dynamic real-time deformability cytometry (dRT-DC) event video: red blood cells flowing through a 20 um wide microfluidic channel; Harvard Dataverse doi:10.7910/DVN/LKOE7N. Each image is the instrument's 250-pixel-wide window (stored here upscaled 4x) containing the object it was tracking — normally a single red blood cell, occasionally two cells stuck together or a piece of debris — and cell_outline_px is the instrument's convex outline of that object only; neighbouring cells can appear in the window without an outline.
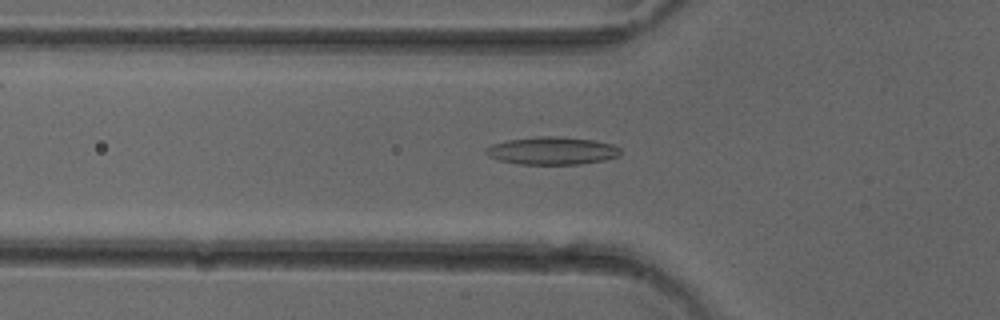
{"species": "common noctule bat (a hibernating species)", "species_latin": "Nyctalus noctula", "temperature_condition": "cold", "stored_images_in_passage": 37, "camera_frame_rate_fps": 3000, "um_per_image_px": 0.085, "animal": {"sex": "female"}, "frame": {"image": 1, "passage_image": 4, "time_ms": 1.0, "image_size_px": [1000, 320], "cell_outline_px": [[620, 156], [604, 160], [580, 164], [520, 164], [500, 160], [488, 156], [484, 152], [492, 144], [508, 140], [536, 136], [560, 136], [596, 140], [612, 144], [620, 148]], "centroid_in_image_um": [46.96, 12.8], "position_along_channel_um": 78.8, "area_um2": 21.79}}
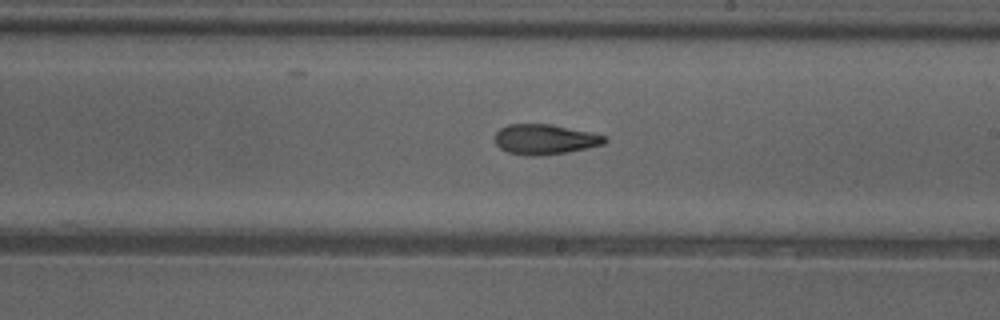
{"frame": {"image": 2, "passage_image": 16, "time_ms": 5.0, "image_size_px": [1000, 320], "cell_outline_px": [[608, 140], [604, 144], [588, 148], [540, 156], [528, 156], [508, 152], [500, 148], [496, 144], [496, 132], [500, 128], [508, 124], [552, 124], [608, 136]], "centroid_in_image_um": [46.33, 11.84], "position_along_channel_um": 242.7, "area_um2": 19.31}}
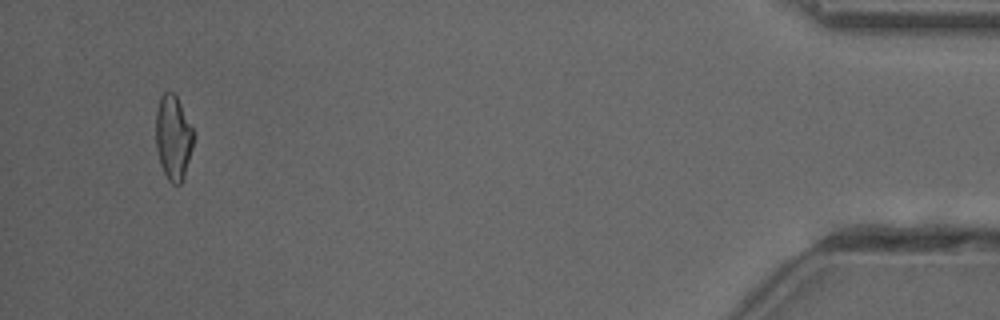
{"frame": {"image": 3, "passage_image": 35, "time_ms": 11.333, "image_size_px": [1000, 320], "cell_outline_px": [[196, 136], [184, 176], [180, 184], [172, 184], [168, 180], [160, 164], [156, 148], [156, 112], [160, 96], [164, 92], [172, 92], [176, 96]], "centroid_in_image_um": [14.73, 11.71], "position_along_channel_um": 420.5, "area_um2": 18.55}, "authors_computed_cell_mechanics": {"area_um2": 19.1896, "velocity_mm_per_s": 4.0629, "shape_relaxation_time_tau1_ms": null, "shape_relaxation_time_tau2_ms": 1.4854, "deformation_change_tau1": null, "deformation_change_tau2": 0.0927}}